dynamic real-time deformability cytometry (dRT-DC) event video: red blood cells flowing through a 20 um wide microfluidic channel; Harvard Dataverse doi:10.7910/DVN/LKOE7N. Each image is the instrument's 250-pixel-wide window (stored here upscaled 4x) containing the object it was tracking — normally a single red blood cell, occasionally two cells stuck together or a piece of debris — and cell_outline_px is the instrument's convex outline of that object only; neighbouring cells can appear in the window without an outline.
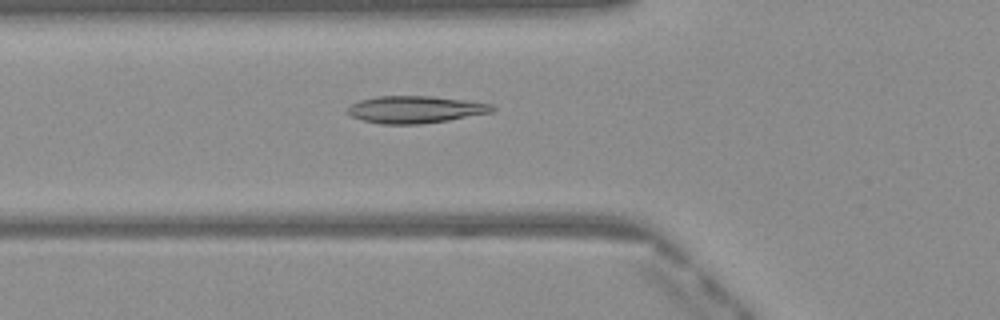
{"species": "Egyptian fruit bat (a non-hibernating species)", "species_latin": "Rousettus aegyptiacus", "temperature_condition": "warm", "stored_images_in_passage": 45, "camera_frame_rate_fps": 3000, "um_per_image_px": 0.085, "frame": {"image": 1, "passage_image": 13, "time_ms": 4.0, "image_size_px": [1000, 320], "cell_outline_px": [[496, 108], [492, 112], [448, 120], [420, 124], [380, 124], [360, 120], [352, 116], [348, 112], [348, 108], [352, 104], [360, 100], [376, 96], [428, 96], [464, 100], [492, 104]], "centroid_in_image_um": [35.28, 9.31], "position_along_channel_um": 90.5, "area_um2": 22.77}}
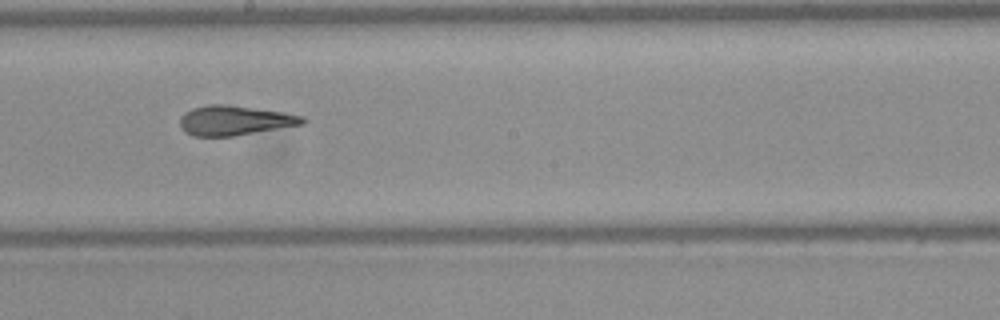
{"frame": {"image": 2, "passage_image": 23, "time_ms": 7.333, "image_size_px": [1000, 320], "cell_outline_px": [[308, 120], [304, 124], [232, 136], [192, 136], [184, 132], [180, 128], [180, 116], [184, 112], [192, 108], [208, 104], [228, 104], [284, 112], [304, 116]], "centroid_in_image_um": [19.93, 10.23], "position_along_channel_um": 228.3, "area_um2": 21.44}}
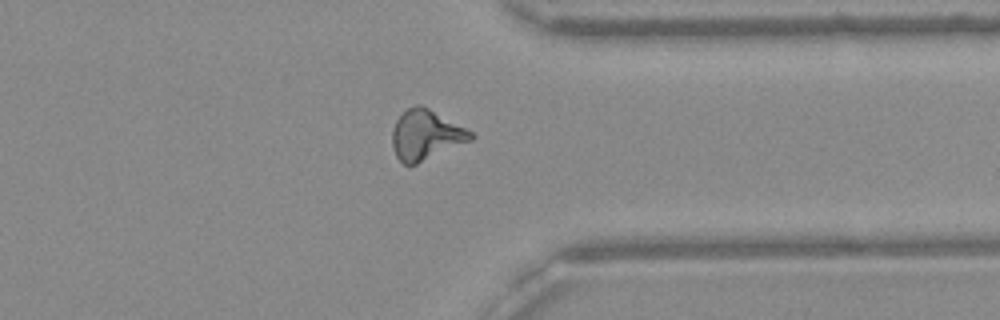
{"frame": {"image": 3, "passage_image": 34, "time_ms": 11.0, "image_size_px": [1000, 320], "cell_outline_px": [[476, 136], [472, 140], [416, 164], [404, 164], [396, 156], [392, 144], [392, 128], [396, 120], [408, 108], [416, 104], [420, 104], [428, 108], [472, 132]], "centroid_in_image_um": [36.18, 11.47], "position_along_channel_um": 375.2, "area_um2": 22.54}, "authors_computed_cell_mechanics": {"area_um2": 21.675, "velocity_mm_per_s": 4.1037, "shape_relaxation_time_tau1_ms": 8.297, "shape_relaxation_time_tau2_ms": 1.9134, "deformation_change_tau1": 0.2599, "deformation_change_tau2": 0.1014}}